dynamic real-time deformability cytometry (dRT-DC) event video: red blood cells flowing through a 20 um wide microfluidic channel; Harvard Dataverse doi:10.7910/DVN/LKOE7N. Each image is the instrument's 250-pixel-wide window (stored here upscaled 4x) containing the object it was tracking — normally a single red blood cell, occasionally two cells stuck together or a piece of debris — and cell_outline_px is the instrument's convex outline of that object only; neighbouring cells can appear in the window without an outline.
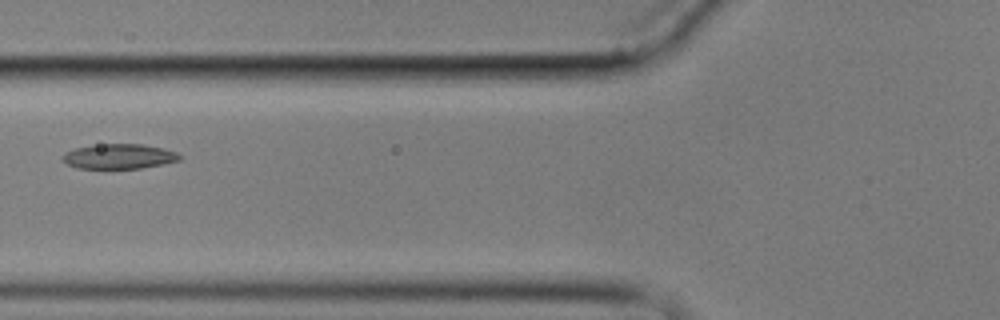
{"species": "common noctule bat (a hibernating species)", "species_latin": "Nyctalus noctula", "temperature_condition": "cold", "stored_images_in_passage": 14, "camera_frame_rate_fps": 3000, "um_per_image_px": 0.085, "animal": {"sex": "male", "body_mass_g": 17.9}, "frame": {"image": 1, "passage_image": 6, "time_ms": 7.0, "image_size_px": [1000, 320], "cell_outline_px": [[180, 160], [164, 164], [140, 168], [76, 168], [68, 164], [64, 160], [64, 156], [68, 152], [76, 148], [100, 144], [140, 144], [164, 148], [176, 152], [180, 156]], "centroid_in_image_um": [10.18, 13.29], "position_along_channel_um": 115.6, "area_um2": 16.65}}
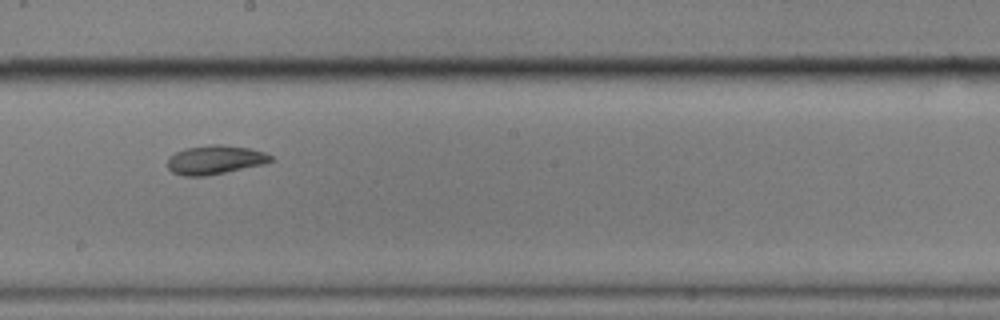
{"frame": {"image": 2, "passage_image": 9, "time_ms": 10.333, "image_size_px": [1000, 320], "cell_outline_px": [[272, 160], [264, 164], [204, 176], [184, 176], [172, 172], [168, 168], [168, 156], [184, 148], [212, 144], [220, 144], [248, 148], [264, 152], [272, 156]], "centroid_in_image_um": [18.24, 13.57], "position_along_channel_um": 230.0, "area_um2": 17.28}}
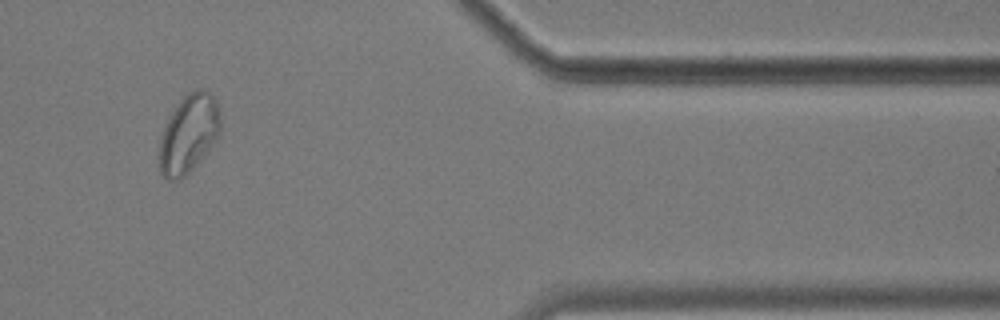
{"frame": {"image": 3, "passage_image": 13, "time_ms": 16.0, "image_size_px": [1000, 320], "cell_outline_px": [[220, 132], [216, 140], [196, 164], [180, 180], [168, 180], [160, 172], [160, 140], [168, 116], [180, 100], [188, 92], [196, 88], [204, 88], [216, 100], [220, 112]], "centroid_in_image_um": [16.05, 11.33], "position_along_channel_um": 395.4, "area_um2": 27.74}, "authors_computed_cell_mechanics": {"area_um2": 18.2648, "velocity_mm_per_s": 3.4343, "shape_relaxation_time_tau1_ms": 7.6563, "shape_relaxation_time_tau2_ms": 1.8402, "deformation_change_tau1": 0.1483, "deformation_change_tau2": 0.0534}}